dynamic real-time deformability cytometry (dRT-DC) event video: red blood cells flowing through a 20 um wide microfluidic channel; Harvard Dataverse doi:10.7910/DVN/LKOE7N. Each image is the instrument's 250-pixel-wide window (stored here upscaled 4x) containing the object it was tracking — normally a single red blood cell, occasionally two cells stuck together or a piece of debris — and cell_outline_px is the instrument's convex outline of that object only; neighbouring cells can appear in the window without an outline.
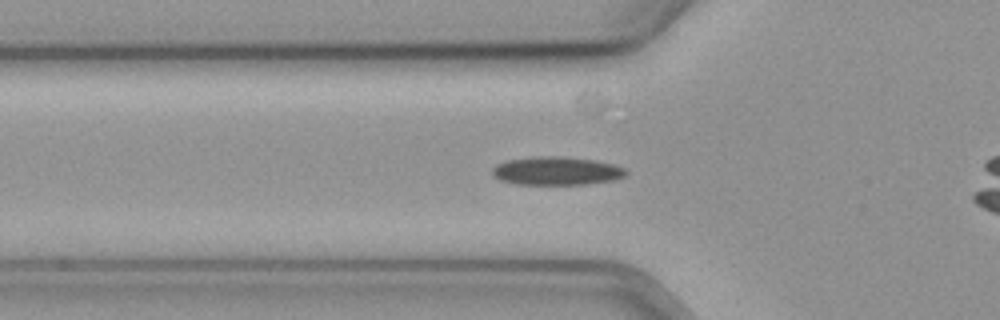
{"species": "common noctule bat (a hibernating species)", "species_latin": "Nyctalus noctula", "temperature_condition": "cold", "stored_images_in_passage": 48, "camera_frame_rate_fps": 3000, "um_per_image_px": 0.085, "animal": {"sex": "female", "body_mass_g": 19.3, "forearm_length_mm": 54.1}, "frame": {"image": 1, "passage_image": 14, "time_ms": 4.333, "image_size_px": [1000, 320], "cell_outline_px": [[628, 176], [616, 180], [584, 184], [516, 184], [500, 180], [492, 176], [492, 168], [496, 164], [508, 160], [540, 156], [552, 156], [592, 160], [612, 164], [628, 168]], "centroid_in_image_um": [47.34, 14.54], "position_along_channel_um": 78.5, "area_um2": 22.08}}
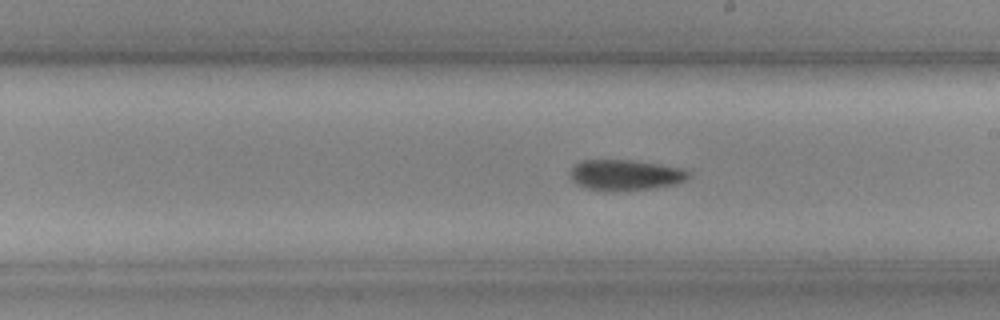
{"frame": {"image": 2, "passage_image": 27, "time_ms": 8.667, "image_size_px": [1000, 320], "cell_outline_px": [[692, 176], [676, 184], [652, 188], [616, 192], [604, 192], [588, 188], [576, 184], [572, 180], [568, 172], [572, 164], [580, 160], [632, 160], [660, 164], [684, 168], [692, 172]], "centroid_in_image_um": [53.13, 14.88], "position_along_channel_um": 235.9, "area_um2": 21.85}}
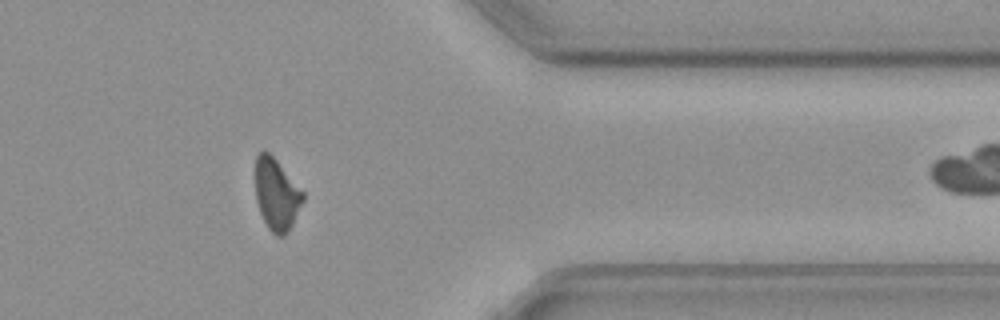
{"frame": {"image": 3, "passage_image": 41, "time_ms": 13.333, "image_size_px": [1000, 320], "cell_outline_px": [[304, 200], [288, 232], [284, 236], [276, 236], [268, 228], [260, 212], [256, 200], [256, 156], [260, 152], [268, 152], [276, 160], [304, 192]], "centroid_in_image_um": [23.51, 16.55], "position_along_channel_um": 387.9, "area_um2": 19.59}}